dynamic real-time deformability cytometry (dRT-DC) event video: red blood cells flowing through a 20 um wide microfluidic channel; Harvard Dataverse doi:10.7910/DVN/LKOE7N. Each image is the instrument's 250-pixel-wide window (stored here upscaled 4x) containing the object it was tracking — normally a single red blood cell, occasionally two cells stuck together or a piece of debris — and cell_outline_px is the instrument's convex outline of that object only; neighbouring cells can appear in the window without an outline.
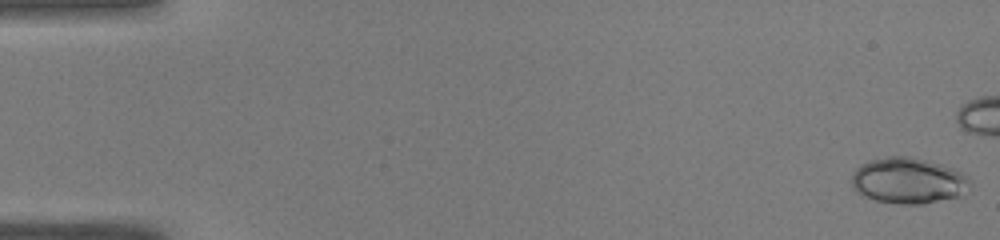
{"species": "common noctule bat (a hibernating species)", "species_latin": "Nyctalus noctula", "temperature_condition": "warm", "stored_images_in_passage": 40, "camera_frame_rate_fps": 3000, "um_per_image_px": 0.085, "animal": {"sex": "male", "body_mass_g": 19.0, "forearm_length_mm": 50.8}, "frame": {"image": 1, "passage_image": 1, "time_ms": 0.0, "image_size_px": [1000, 240], "cell_outline_px": [[968, 180], [956, 196], [924, 204], [900, 204], [876, 200], [864, 196], [856, 192], [852, 188], [852, 172], [860, 164], [868, 160], [888, 156], [908, 156], [940, 164], [952, 168], [968, 176]], "centroid_in_image_um": [77.07, 15.34], "position_along_channel_um": 7.9, "area_um2": 31.1}}
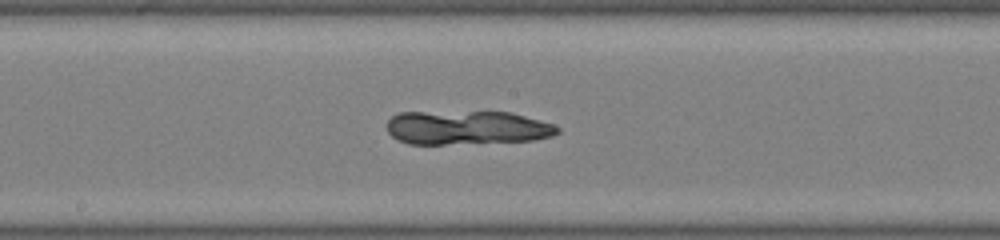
{"frame": {"image": 2, "passage_image": 27, "time_ms": 8.667, "image_size_px": [1000, 240], "cell_outline_px": [[560, 132], [552, 136], [532, 140], [444, 144], [408, 144], [396, 140], [388, 132], [388, 120], [392, 116], [400, 112], [512, 112], [552, 124], [560, 128]], "centroid_in_image_um": [39.66, 10.85], "position_along_channel_um": 208.5, "area_um2": 33.58}}
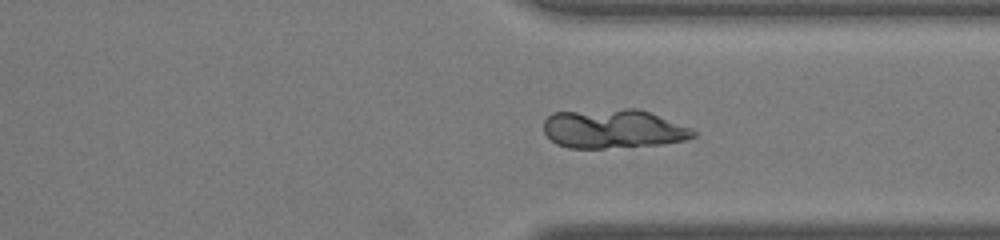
{"frame": {"image": 3, "passage_image": 38, "time_ms": 12.333, "image_size_px": [1000, 240], "cell_outline_px": [[696, 136], [688, 140], [664, 144], [604, 148], [568, 148], [556, 144], [544, 132], [544, 120], [552, 112], [624, 108], [640, 108], [692, 128], [696, 132]], "centroid_in_image_um": [52.15, 10.94], "position_along_channel_um": 359.2, "area_um2": 34.51}}